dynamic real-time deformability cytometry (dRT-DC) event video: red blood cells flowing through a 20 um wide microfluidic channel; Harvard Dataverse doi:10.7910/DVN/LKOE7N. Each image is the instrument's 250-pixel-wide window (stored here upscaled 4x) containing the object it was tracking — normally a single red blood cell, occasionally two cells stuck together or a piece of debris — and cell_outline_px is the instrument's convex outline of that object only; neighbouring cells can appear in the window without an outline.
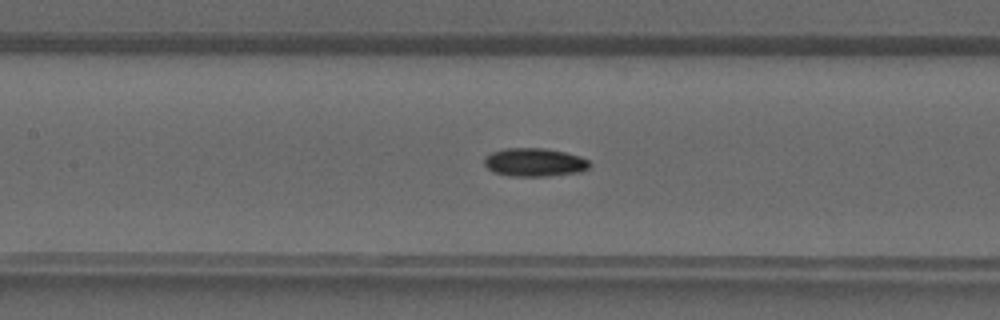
{"species": "common noctule bat (a hibernating species)", "species_latin": "Nyctalus noctula", "temperature_condition": "warm", "stored_images_in_passage": 42, "camera_frame_rate_fps": 3000, "um_per_image_px": 0.085, "animal": {"sex": "male", "forearm_length_mm": 52.5}, "frame": {"image": 1, "passage_image": 20, "time_ms": 6.333, "image_size_px": [1000, 320], "cell_outline_px": [[592, 164], [584, 172], [544, 176], [508, 176], [492, 172], [484, 164], [484, 156], [492, 152], [504, 148], [544, 148], [564, 152], [580, 156], [588, 160]], "centroid_in_image_um": [45.43, 13.8], "position_along_channel_um": 162.0, "area_um2": 17.63}}
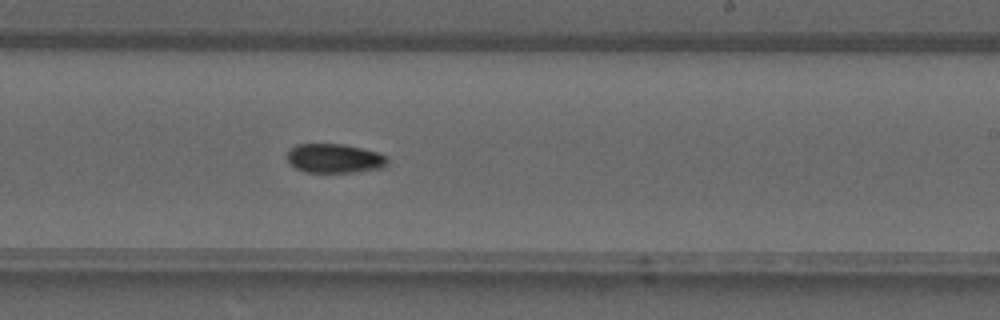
{"frame": {"image": 2, "passage_image": 26, "time_ms": 8.333, "image_size_px": [1000, 320], "cell_outline_px": [[388, 164], [384, 168], [352, 172], [304, 172], [296, 168], [288, 160], [288, 152], [296, 144], [344, 144], [380, 152], [388, 160]], "centroid_in_image_um": [28.48, 13.46], "position_along_channel_um": 260.5, "area_um2": 17.05}}
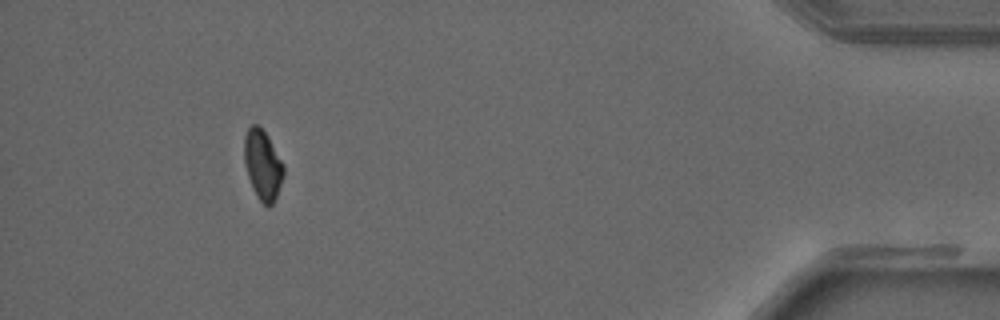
{"frame": {"image": 3, "passage_image": 39, "time_ms": 12.667, "image_size_px": [1000, 320], "cell_outline_px": [[284, 176], [276, 196], [272, 204], [268, 208], [256, 196], [252, 188], [244, 164], [244, 136], [248, 128], [252, 124], [256, 124], [268, 136], [284, 164]], "centroid_in_image_um": [22.32, 14.02], "position_along_channel_um": 412.9, "area_um2": 16.07}}